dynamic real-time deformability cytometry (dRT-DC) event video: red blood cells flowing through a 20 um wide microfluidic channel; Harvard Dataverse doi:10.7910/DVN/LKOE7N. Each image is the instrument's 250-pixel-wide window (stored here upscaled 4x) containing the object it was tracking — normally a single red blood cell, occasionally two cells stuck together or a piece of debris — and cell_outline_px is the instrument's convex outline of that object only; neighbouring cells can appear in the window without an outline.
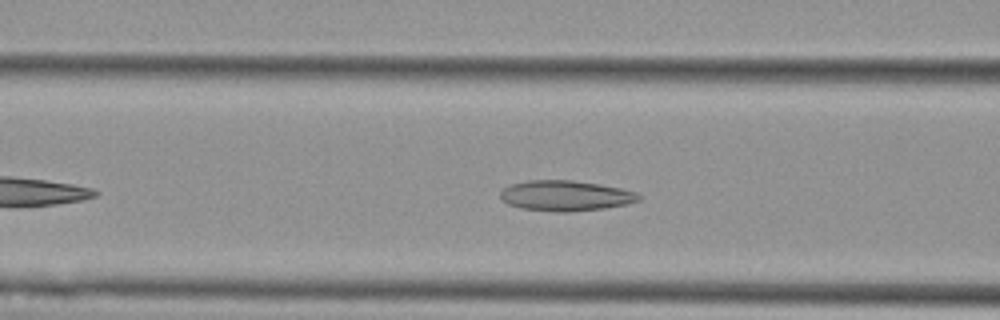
{"species": "Egyptian fruit bat (a non-hibernating species)", "species_latin": "Rousettus aegyptiacus", "temperature_condition": "cold", "stored_images_in_passage": 40, "camera_frame_rate_fps": 3000, "um_per_image_px": 0.085, "animal": {"sex": "female"}, "frame": {"image": 1, "passage_image": 10, "time_ms": 3.0, "image_size_px": [1000, 320], "cell_outline_px": [[640, 200], [628, 204], [604, 208], [568, 212], [556, 212], [520, 208], [508, 204], [500, 200], [500, 192], [504, 188], [512, 184], [528, 180], [572, 180], [600, 184], [620, 188], [636, 192], [640, 196]], "centroid_in_image_um": [48.05, 16.64], "position_along_channel_um": 118.5, "area_um2": 24.62}}
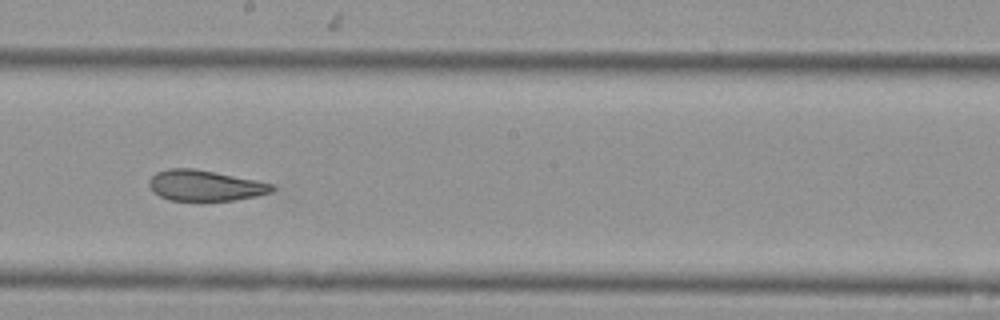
{"frame": {"image": 2, "passage_image": 19, "time_ms": 6.0, "image_size_px": [1000, 320], "cell_outline_px": [[276, 188], [272, 192], [256, 196], [236, 200], [168, 200], [152, 192], [148, 184], [148, 180], [156, 172], [168, 168], [192, 168], [256, 180], [272, 184]], "centroid_in_image_um": [17.4, 15.77], "position_along_channel_um": 230.8, "area_um2": 21.96}}
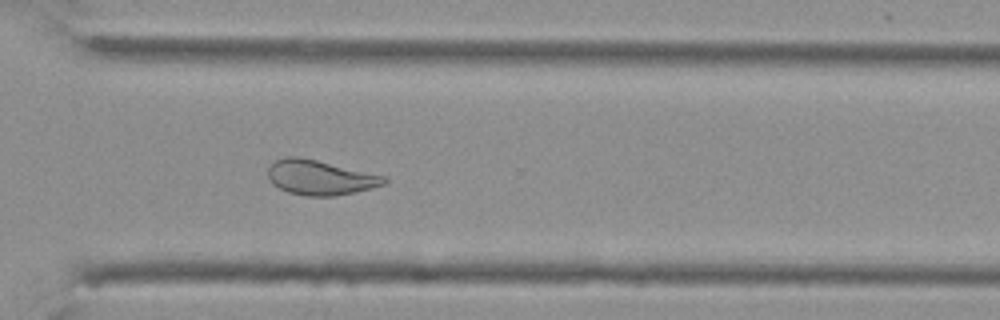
{"frame": {"image": 3, "passage_image": 28, "time_ms": 9.0, "image_size_px": [1000, 320], "cell_outline_px": [[388, 180], [384, 184], [372, 188], [356, 192], [336, 196], [304, 196], [288, 192], [272, 184], [268, 180], [268, 168], [276, 160], [288, 156], [296, 156], [316, 160], [384, 176]], "centroid_in_image_um": [27.18, 15.1], "position_along_channel_um": 343.4, "area_um2": 23.41}, "authors_computed_cell_mechanics": {"area_um2": 24.5072, "velocity_mm_per_s": 3.7544, "shape_relaxation_time_tau1_ms": null, "shape_relaxation_time_tau2_ms": 2.3363, "deformation_change_tau1": null, "deformation_change_tau2": 0.0913}}